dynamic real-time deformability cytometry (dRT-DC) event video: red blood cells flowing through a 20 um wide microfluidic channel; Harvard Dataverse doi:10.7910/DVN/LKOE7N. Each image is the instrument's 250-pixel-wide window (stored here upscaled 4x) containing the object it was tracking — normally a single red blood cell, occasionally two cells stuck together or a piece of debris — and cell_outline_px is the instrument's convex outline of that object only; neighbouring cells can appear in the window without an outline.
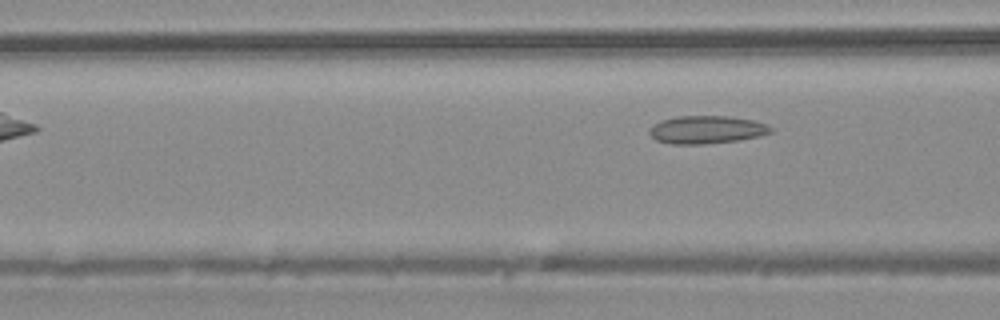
{"species": "common noctule bat (a hibernating species)", "species_latin": "Nyctalus noctula", "temperature_condition": "warm", "stored_images_in_passage": 3, "camera_frame_rate_fps": 3000, "um_per_image_px": 0.085, "animal": {"sex": "male", "body_mass_g": 20.4}, "frame": {"image": 1, "passage_image": 3, "time_ms": 0.667, "image_size_px": [1000, 320], "cell_outline_px": [[772, 132], [760, 136], [736, 140], [704, 144], [672, 144], [656, 140], [648, 132], [656, 124], [664, 120], [676, 116], [728, 116], [752, 120], [764, 124], [772, 128]], "centroid_in_image_um": [60.07, 11.02], "position_along_channel_um": 106.5, "area_um2": 19.36}}